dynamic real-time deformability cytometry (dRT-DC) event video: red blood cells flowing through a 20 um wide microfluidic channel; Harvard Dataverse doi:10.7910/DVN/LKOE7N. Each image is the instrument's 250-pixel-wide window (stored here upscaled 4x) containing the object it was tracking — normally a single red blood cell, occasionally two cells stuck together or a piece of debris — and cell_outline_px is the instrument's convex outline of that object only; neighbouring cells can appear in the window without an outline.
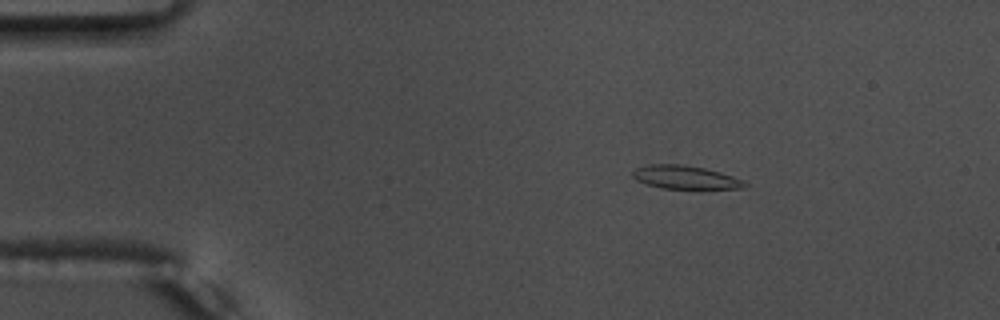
{"species": "common noctule bat (a hibernating species)", "species_latin": "Nyctalus noctula", "temperature_condition": "warm", "stored_images_in_passage": 53, "camera_frame_rate_fps": 3000, "um_per_image_px": 0.085, "animal": {"sex": "male", "body_mass_g": 17.5, "forearm_length_mm": 52.3}, "frame": {"image": 1, "passage_image": 7, "time_ms": 2.0, "image_size_px": [1000, 320], "cell_outline_px": [[748, 184], [740, 188], [660, 188], [636, 180], [632, 176], [632, 172], [636, 168], [648, 164], [684, 164], [704, 168], [720, 172], [732, 176]], "centroid_in_image_um": [58.18, 15.05], "position_along_channel_um": 26.8, "area_um2": 14.97}}
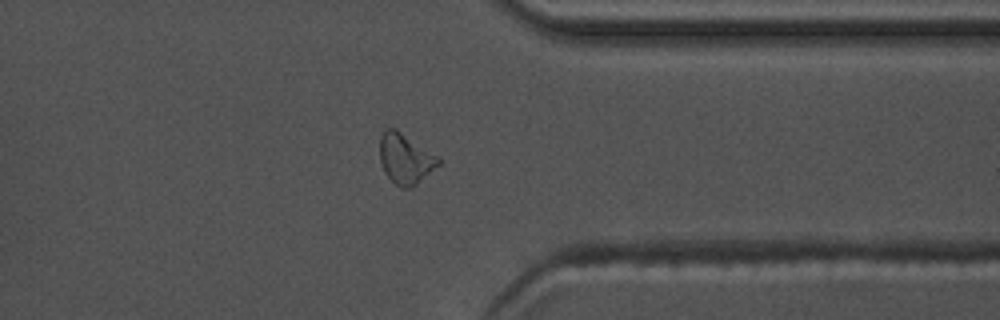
{"frame": {"image": 2, "passage_image": 41, "time_ms": 13.333, "image_size_px": [1000, 320], "cell_outline_px": [[440, 164], [416, 184], [408, 188], [400, 188], [384, 172], [380, 160], [380, 136], [384, 128], [396, 128], [436, 156], [440, 160]], "centroid_in_image_um": [34.42, 13.47], "position_along_channel_um": 377.0, "area_um2": 16.88}}
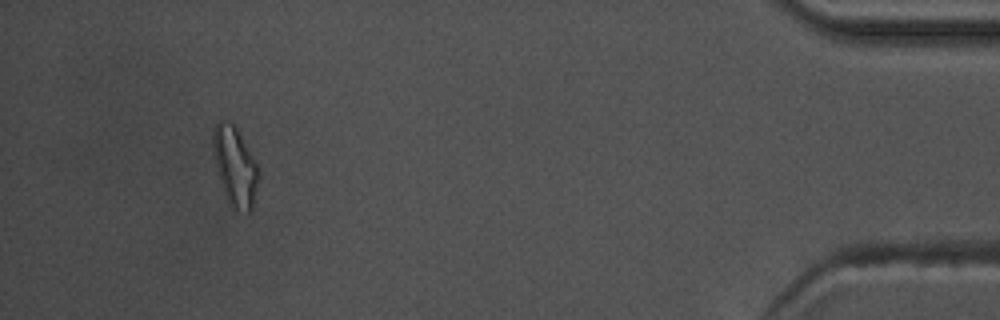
{"frame": {"image": 3, "passage_image": 49, "time_ms": 16.0, "image_size_px": [1000, 320], "cell_outline_px": [[256, 184], [252, 212], [236, 212], [228, 204], [216, 168], [212, 144], [212, 132], [216, 120], [224, 120], [232, 124], [236, 128], [256, 164]], "centroid_in_image_um": [19.91, 14.16], "position_along_channel_um": 415.3, "area_um2": 20.52}, "authors_computed_cell_mechanics": {"area_um2": 15.5482, "velocity_mm_per_s": 3.7415, "shape_relaxation_time_tau1_ms": null, "shape_relaxation_time_tau2_ms": 3.8374, "deformation_change_tau1": null, "deformation_change_tau2": 0.112}}